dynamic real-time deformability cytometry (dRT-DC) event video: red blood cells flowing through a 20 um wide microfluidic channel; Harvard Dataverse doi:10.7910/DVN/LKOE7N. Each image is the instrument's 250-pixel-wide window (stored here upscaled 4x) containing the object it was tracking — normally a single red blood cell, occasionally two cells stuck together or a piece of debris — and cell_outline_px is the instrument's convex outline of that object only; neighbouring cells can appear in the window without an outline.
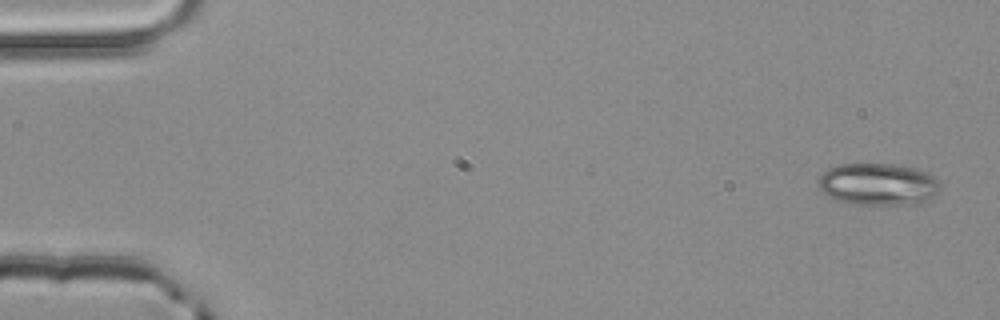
{"species": "common noctule bat (a hibernating species)", "species_latin": "Nyctalus noctula", "temperature_condition": "room temperature", "stored_images_in_passage": 4, "camera_frame_rate_fps": 3000, "um_per_image_px": 0.085, "animal": {"sex": "male", "body_mass_g": 20.4}, "frame": {"image": 1, "passage_image": 1, "time_ms": 0.0, "image_size_px": [1000, 320], "cell_outline_px": [[940, 188], [928, 200], [916, 204], [856, 204], [836, 200], [828, 196], [816, 184], [820, 176], [828, 168], [840, 164], [892, 164], [916, 168], [928, 172], [940, 184]], "centroid_in_image_um": [74.62, 15.65], "position_along_channel_um": 10.4, "area_um2": 29.77}}